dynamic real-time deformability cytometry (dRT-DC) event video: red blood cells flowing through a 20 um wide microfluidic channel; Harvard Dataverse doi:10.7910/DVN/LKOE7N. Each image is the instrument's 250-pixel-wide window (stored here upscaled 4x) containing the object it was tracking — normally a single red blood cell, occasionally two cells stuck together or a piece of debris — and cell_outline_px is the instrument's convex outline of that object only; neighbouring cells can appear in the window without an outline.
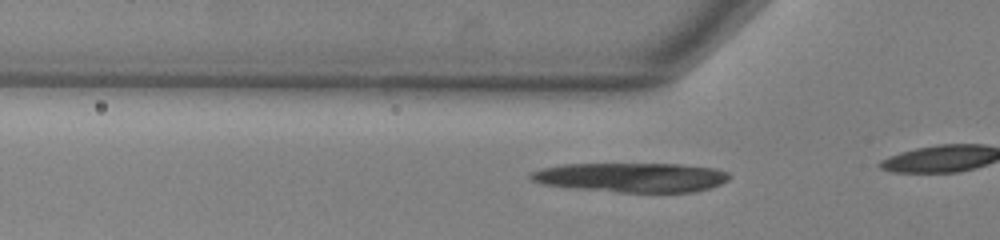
{"species": "common noctule bat (a hibernating species)", "species_latin": "Nyctalus noctula", "temperature_condition": "warm", "stored_images_in_passage": 17, "camera_frame_rate_fps": 3000, "um_per_image_px": 0.085, "animal": {"sex": "male", "body_mass_g": 13.0, "forearm_length_mm": 53.1}, "frame": {"image": 1, "passage_image": 14, "time_ms": 4.333, "image_size_px": [1000, 240], "cell_outline_px": [[732, 176], [728, 180], [712, 188], [696, 192], [620, 192], [576, 188], [544, 184], [532, 180], [528, 176], [532, 172], [544, 168], [564, 164], [680, 164], [712, 168], [728, 172]], "centroid_in_image_um": [53.74, 15.08], "position_along_channel_um": 72.1, "area_um2": 33.87}}